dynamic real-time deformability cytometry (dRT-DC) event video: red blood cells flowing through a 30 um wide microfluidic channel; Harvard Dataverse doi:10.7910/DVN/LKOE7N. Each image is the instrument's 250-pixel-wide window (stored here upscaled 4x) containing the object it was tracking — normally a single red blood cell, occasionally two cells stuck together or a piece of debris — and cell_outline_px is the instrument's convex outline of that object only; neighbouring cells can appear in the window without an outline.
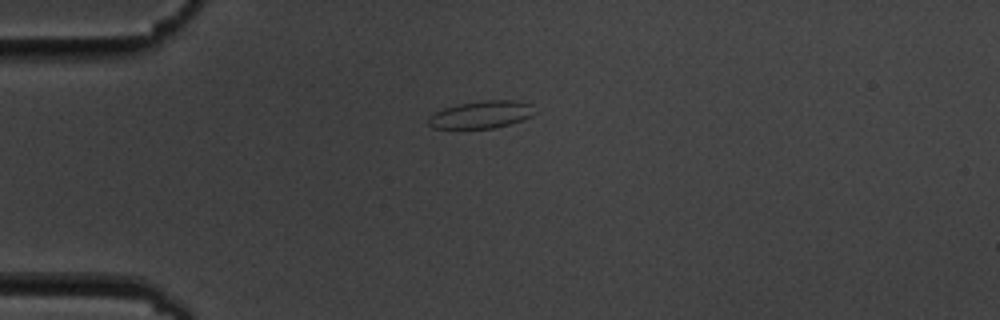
{"species": "common noctule bat (a hibernating species)", "species_latin": "Nyctalus noctula", "temperature_condition": "cold", "stored_images_in_passage": 3, "camera_frame_rate_fps": 3000, "um_per_image_px": 0.085, "animal": {"sex": "male", "body_mass_g": 19.5, "forearm_length_mm": 54.6}, "frame": {"image": 1, "passage_image": 1, "time_ms": 0.0, "image_size_px": [1000, 320], "cell_outline_px": [[532, 116], [508, 124], [492, 128], [432, 128], [428, 124], [428, 120], [436, 112], [444, 108], [460, 104], [480, 100], [520, 100], [532, 104]], "centroid_in_image_um": [40.92, 9.73], "position_along_channel_um": 44.1, "area_um2": 16.7}}